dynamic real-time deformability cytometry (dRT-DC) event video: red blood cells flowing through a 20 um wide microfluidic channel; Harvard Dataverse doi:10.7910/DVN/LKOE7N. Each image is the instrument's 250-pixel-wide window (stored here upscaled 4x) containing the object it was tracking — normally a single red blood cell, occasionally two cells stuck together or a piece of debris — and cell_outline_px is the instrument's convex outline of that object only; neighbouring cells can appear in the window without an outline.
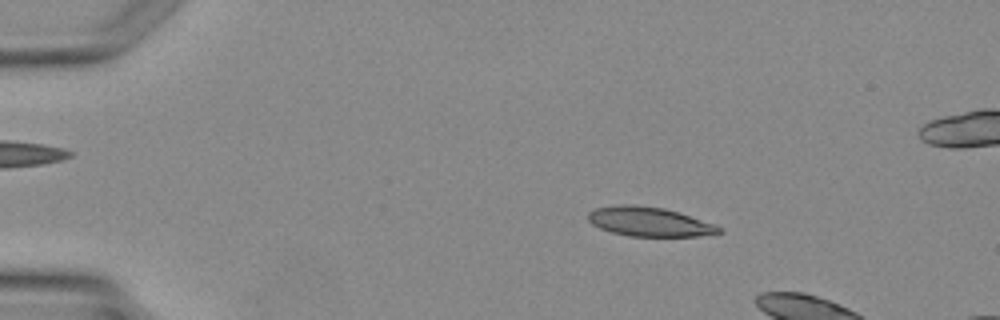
{"species": "Egyptian fruit bat (a non-hibernating species)", "species_latin": "Rousettus aegyptiacus", "temperature_condition": "warm", "stored_images_in_passage": 4, "camera_frame_rate_fps": 3000, "um_per_image_px": 0.085, "animal": {"sex": "female"}, "frame": {"image": 1, "passage_image": 2, "time_ms": 1.333, "image_size_px": [1000, 320], "cell_outline_px": [[724, 232], [696, 236], [628, 236], [612, 232], [600, 228], [592, 224], [588, 220], [588, 212], [596, 208], [616, 204], [628, 204], [664, 208], [680, 212], [716, 224], [724, 228]], "centroid_in_image_um": [55.22, 18.84], "position_along_channel_um": 29.8, "area_um2": 22.54}}